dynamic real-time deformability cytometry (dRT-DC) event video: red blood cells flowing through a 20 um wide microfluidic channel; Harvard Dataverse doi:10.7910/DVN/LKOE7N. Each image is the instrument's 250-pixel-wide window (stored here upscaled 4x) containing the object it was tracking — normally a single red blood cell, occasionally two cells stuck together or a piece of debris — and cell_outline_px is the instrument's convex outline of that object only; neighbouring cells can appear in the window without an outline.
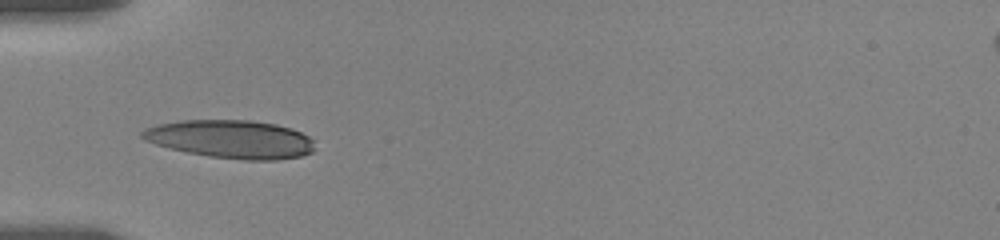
{"species": "human", "species_latin": "Homo sapiens", "temperature_condition": "room temperature", "stored_images_in_passage": 59, "camera_frame_rate_fps": 3000, "um_per_image_px": 0.085, "donor": {"sex": "female"}, "frame": {"image": 1, "passage_image": 1, "time_ms": 0.0, "image_size_px": [1000, 240], "cell_outline_px": [[316, 148], [312, 152], [300, 156], [276, 160], [244, 160], [208, 156], [188, 152], [156, 144], [144, 140], [140, 136], [140, 132], [144, 128], [156, 124], [176, 120], [252, 120], [276, 124], [292, 128], [308, 136], [312, 140]], "centroid_in_image_um": [19.62, 11.82], "position_along_channel_um": 65.4, "area_um2": 38.61}}
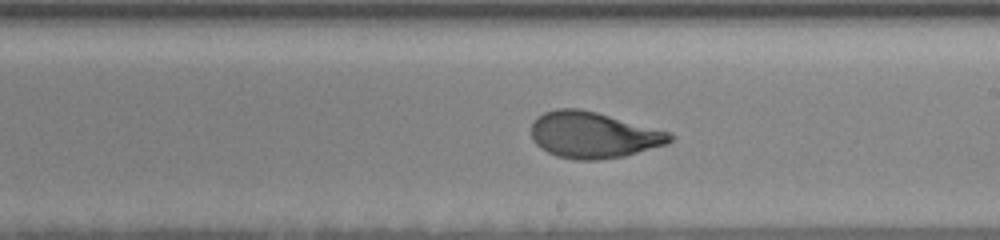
{"frame": {"image": 2, "passage_image": 22, "time_ms": 5.0, "image_size_px": [1000, 240], "cell_outline_px": [[676, 136], [672, 140], [664, 144], [624, 156], [596, 160], [576, 160], [556, 156], [540, 148], [532, 140], [532, 124], [536, 116], [544, 112], [556, 108], [580, 108], [596, 112], [672, 132]], "centroid_in_image_um": [50.41, 11.46], "position_along_channel_um": 238.6, "area_um2": 37.45}}
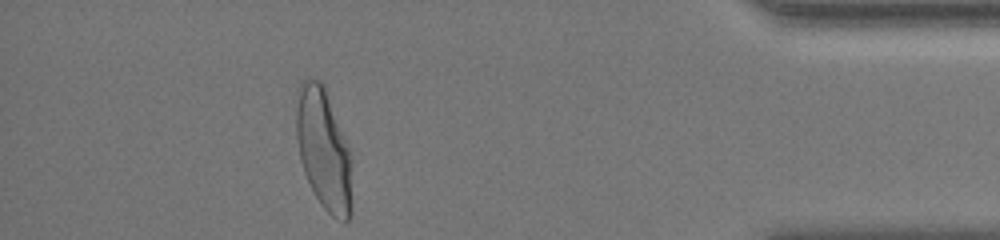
{"frame": {"image": 3, "passage_image": 48, "time_ms": 11.0, "image_size_px": [1000, 240], "cell_outline_px": [[352, 212], [348, 220], [344, 224], [332, 216], [320, 204], [304, 172], [300, 160], [296, 140], [296, 92], [300, 80], [320, 80], [324, 84], [348, 148], [352, 208]], "centroid_in_image_um": [27.47, 12.69], "position_along_channel_um": 407.7, "area_um2": 39.13}, "authors_computed_cell_mechanics": {"area_um2": 37.2232, "velocity_mm_per_s": 3.4983, "shape_relaxation_time_tau1_ms": 4.2629, "shape_relaxation_time_tau2_ms": 0.8842, "deformation_change_tau1": 0.1968, "deformation_change_tau2": 0.0641}}